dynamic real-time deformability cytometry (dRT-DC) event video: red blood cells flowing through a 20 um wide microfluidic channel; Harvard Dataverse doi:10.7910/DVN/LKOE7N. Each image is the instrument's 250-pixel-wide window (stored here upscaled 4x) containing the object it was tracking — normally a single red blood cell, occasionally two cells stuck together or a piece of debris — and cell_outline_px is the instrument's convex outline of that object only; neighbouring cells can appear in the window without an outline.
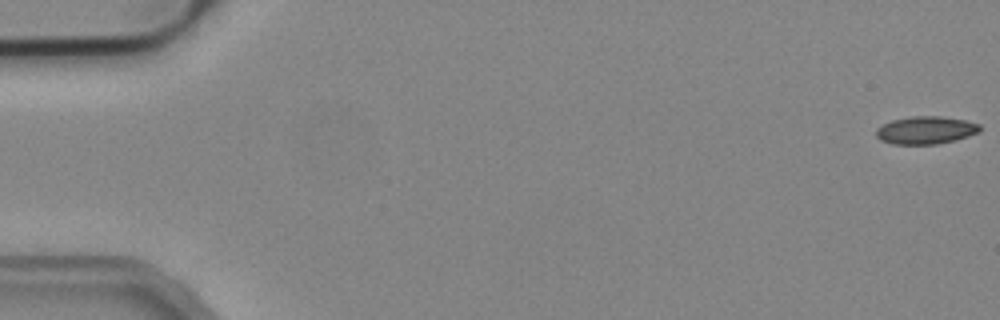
{"species": "common noctule bat (a hibernating species)", "species_latin": "Nyctalus noctula", "temperature_condition": "cold", "stored_images_in_passage": 54, "camera_frame_rate_fps": 3000, "um_per_image_px": 0.085, "animal": {"sex": "male", "body_mass_g": 19.2, "forearm_length_mm": 51.8}, "frame": {"image": 1, "passage_image": 1, "time_ms": 0.0, "image_size_px": [1000, 320], "cell_outline_px": [[980, 132], [956, 140], [936, 144], [892, 144], [880, 140], [876, 136], [876, 128], [892, 120], [912, 116], [940, 116], [964, 120], [980, 124]], "centroid_in_image_um": [78.68, 11.07], "position_along_channel_um": 6.3, "area_um2": 16.76}}
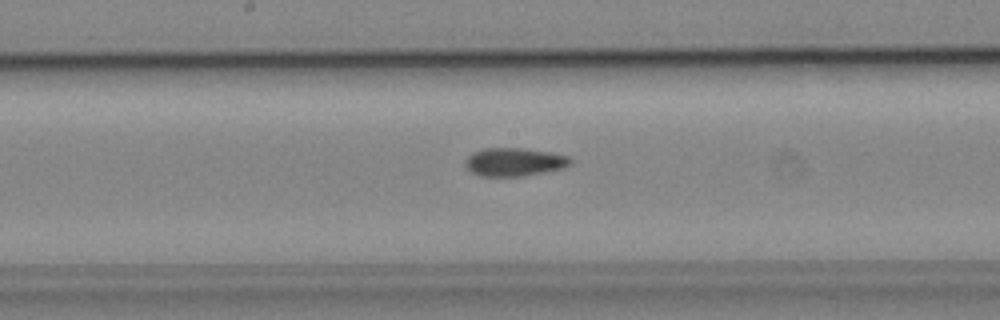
{"frame": {"image": 2, "passage_image": 28, "time_ms": 9.0, "image_size_px": [1000, 320], "cell_outline_px": [[572, 164], [564, 168], [524, 176], [480, 176], [472, 172], [464, 164], [464, 160], [472, 152], [484, 148], [524, 148], [552, 152], [568, 156], [572, 160]], "centroid_in_image_um": [43.73, 13.76], "position_along_channel_um": 204.5, "area_um2": 17.51}}
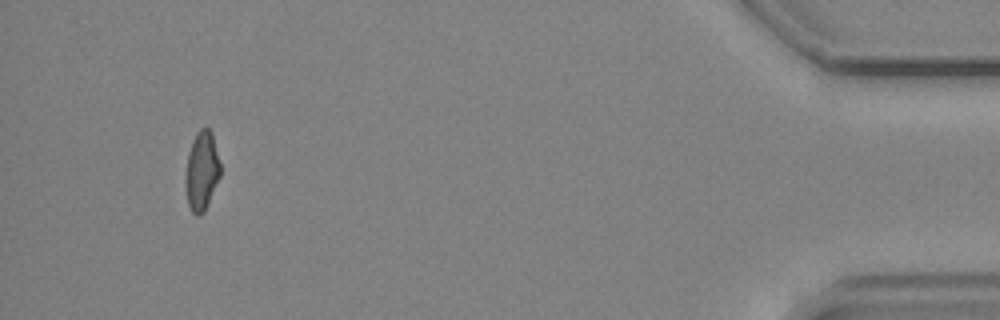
{"frame": {"image": 3, "passage_image": 50, "time_ms": 16.333, "image_size_px": [1000, 320], "cell_outline_px": [[220, 176], [204, 212], [200, 216], [196, 216], [192, 212], [188, 204], [184, 188], [184, 180], [188, 152], [192, 140], [196, 132], [200, 128], [208, 128], [212, 132], [220, 164]], "centroid_in_image_um": [17.12, 14.54], "position_along_channel_um": 418.1, "area_um2": 16.3}}